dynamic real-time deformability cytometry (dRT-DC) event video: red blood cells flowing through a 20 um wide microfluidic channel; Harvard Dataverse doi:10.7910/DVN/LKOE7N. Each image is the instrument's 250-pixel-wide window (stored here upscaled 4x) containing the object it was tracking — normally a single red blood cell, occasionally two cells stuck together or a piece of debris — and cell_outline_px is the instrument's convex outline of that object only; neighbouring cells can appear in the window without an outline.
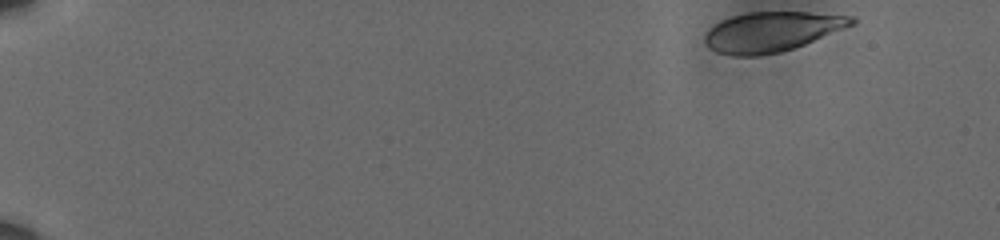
{"species": "human", "species_latin": "Homo sapiens", "temperature_condition": "cold", "stored_images_in_passage": 49, "camera_frame_rate_fps": 3000, "um_per_image_px": 0.085, "donor": {"sex": "male"}, "frame": {"image": 1, "passage_image": 1, "time_ms": 0.0, "image_size_px": [1000, 240], "cell_outline_px": [[856, 24], [804, 44], [780, 52], [760, 56], [732, 56], [716, 52], [708, 48], [704, 44], [704, 36], [708, 28], [720, 20], [732, 16], [748, 12], [808, 12], [856, 16]], "centroid_in_image_um": [65.57, 2.69], "position_along_channel_um": 19.4, "area_um2": 34.45}}
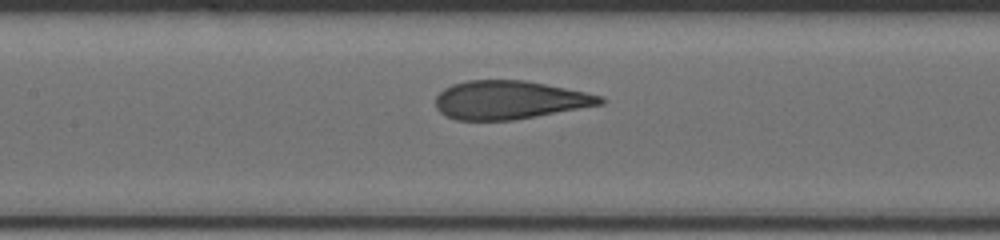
{"frame": {"image": 2, "passage_image": 26, "time_ms": 8.333, "image_size_px": [1000, 240], "cell_outline_px": [[608, 100], [604, 104], [536, 116], [512, 120], [456, 120], [444, 116], [436, 108], [436, 96], [444, 88], [452, 84], [468, 80], [524, 80], [584, 92], [600, 96]], "centroid_in_image_um": [43.27, 8.5], "position_along_channel_um": 164.1, "area_um2": 36.76}}
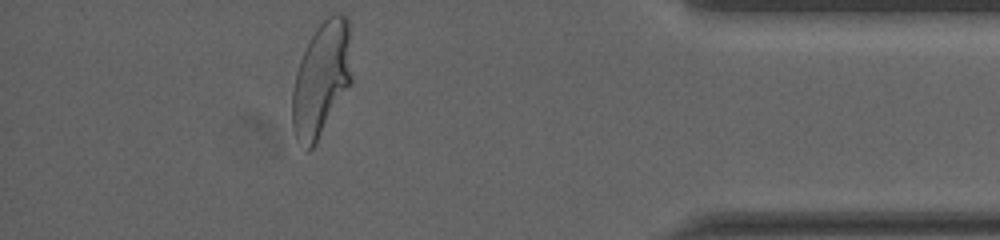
{"frame": {"image": 3, "passage_image": 49, "time_ms": 16.0, "image_size_px": [1000, 240], "cell_outline_px": [[352, 80], [316, 144], [308, 152], [296, 140], [292, 128], [292, 92], [296, 72], [300, 60], [316, 28], [332, 12], [340, 12], [348, 16], [352, 76]], "centroid_in_image_um": [27.31, 6.74], "position_along_channel_um": 407.9, "area_um2": 39.71}, "authors_computed_cell_mechanics": {"area_um2": 37.8012, "velocity_mm_per_s": 3.6004, "shape_relaxation_time_tau1_ms": 6.2137, "shape_relaxation_time_tau2_ms": null, "deformation_change_tau1": 0.216, "deformation_change_tau2": null}}